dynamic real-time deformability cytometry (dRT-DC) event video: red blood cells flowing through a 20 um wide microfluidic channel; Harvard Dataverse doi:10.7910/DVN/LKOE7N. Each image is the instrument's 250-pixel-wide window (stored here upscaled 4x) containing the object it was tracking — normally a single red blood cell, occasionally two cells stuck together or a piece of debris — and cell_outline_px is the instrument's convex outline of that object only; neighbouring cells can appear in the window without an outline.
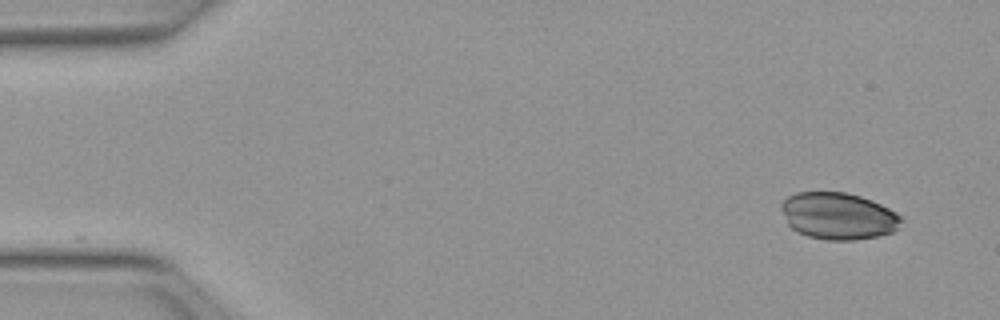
{"species": "Egyptian fruit bat (a non-hibernating species)", "species_latin": "Rousettus aegyptiacus", "temperature_condition": "warm", "stored_images_in_passage": 26, "camera_frame_rate_fps": 3000, "um_per_image_px": 0.085, "animal": {"sex": "female"}, "frame": {"image": 1, "passage_image": 1, "time_ms": 0.0, "image_size_px": [1000, 320], "cell_outline_px": [[904, 220], [900, 228], [892, 232], [880, 236], [852, 240], [828, 240], [808, 236], [792, 228], [788, 224], [780, 204], [788, 196], [796, 192], [844, 192], [860, 196], [872, 200], [896, 212]], "centroid_in_image_um": [71.29, 18.36], "position_along_channel_um": 13.7, "area_um2": 32.77}}
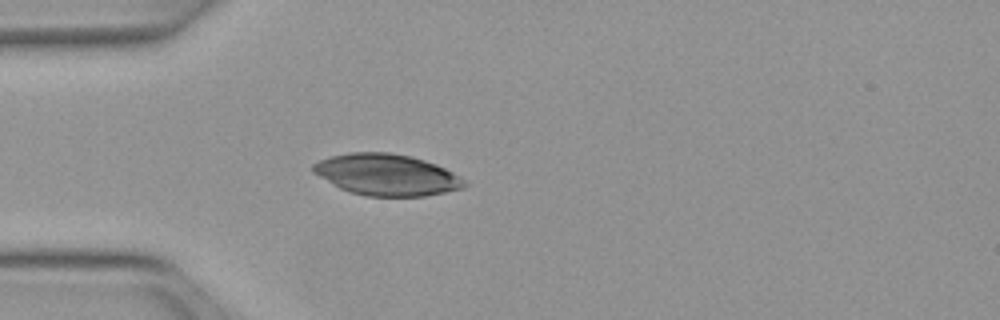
{"frame": {"image": 2, "passage_image": 12, "time_ms": 3.667, "image_size_px": [1000, 320], "cell_outline_px": [[468, 184], [464, 188], [424, 196], [364, 196], [340, 188], [332, 184], [312, 172], [312, 164], [320, 160], [332, 156], [348, 152], [392, 152], [412, 156], [436, 164], [460, 176]], "centroid_in_image_um": [32.86, 14.85], "position_along_channel_um": 52.1, "area_um2": 36.53}}
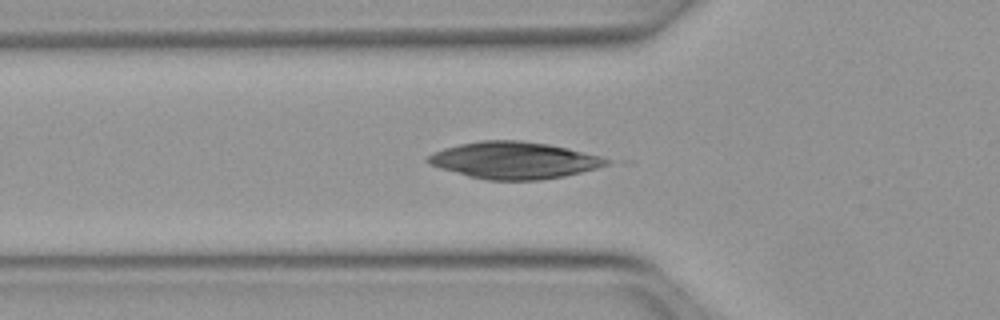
{"frame": {"image": 3, "passage_image": 15, "time_ms": 4.667, "image_size_px": [1000, 320], "cell_outline_px": [[612, 160], [608, 164], [596, 168], [564, 176], [540, 180], [488, 180], [468, 176], [440, 168], [428, 164], [424, 160], [428, 156], [444, 148], [460, 144], [480, 140], [520, 140], [548, 144], [600, 156]], "centroid_in_image_um": [43.66, 13.63], "position_along_channel_um": 82.1, "area_um2": 38.15}}